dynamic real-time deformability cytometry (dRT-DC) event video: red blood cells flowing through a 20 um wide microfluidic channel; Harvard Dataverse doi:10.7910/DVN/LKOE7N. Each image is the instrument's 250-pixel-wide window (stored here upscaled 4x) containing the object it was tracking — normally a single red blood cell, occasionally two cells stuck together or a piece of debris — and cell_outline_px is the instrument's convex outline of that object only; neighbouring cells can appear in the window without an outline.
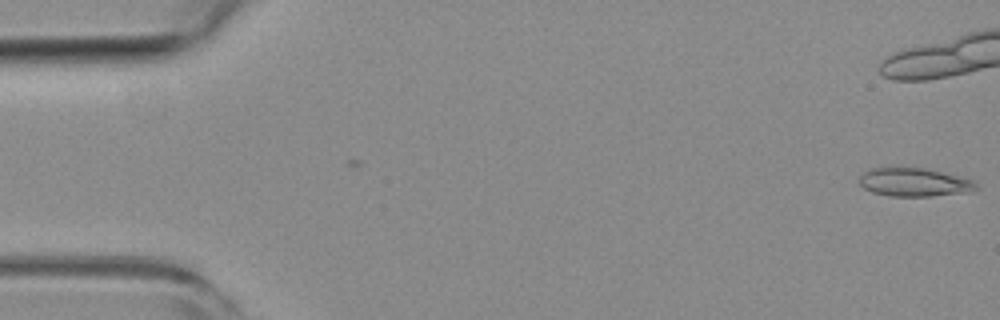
{"species": "common noctule bat (a hibernating species)", "species_latin": "Nyctalus noctula", "temperature_condition": "room temperature", "stored_images_in_passage": 4, "camera_frame_rate_fps": 3000, "um_per_image_px": 0.085, "animal": {"sex": "female", "body_mass_g": 19.3, "forearm_length_mm": 54.1}, "frame": {"image": 1, "passage_image": 4, "time_ms": 1.0, "image_size_px": [1000, 320], "cell_outline_px": [[980, 188], [972, 192], [932, 196], [888, 196], [872, 192], [864, 188], [860, 184], [860, 176], [864, 172], [872, 168], [888, 164], [892, 164], [924, 168], [976, 180]], "centroid_in_image_um": [77.72, 15.45], "position_along_channel_um": 7.3, "area_um2": 20.29}}